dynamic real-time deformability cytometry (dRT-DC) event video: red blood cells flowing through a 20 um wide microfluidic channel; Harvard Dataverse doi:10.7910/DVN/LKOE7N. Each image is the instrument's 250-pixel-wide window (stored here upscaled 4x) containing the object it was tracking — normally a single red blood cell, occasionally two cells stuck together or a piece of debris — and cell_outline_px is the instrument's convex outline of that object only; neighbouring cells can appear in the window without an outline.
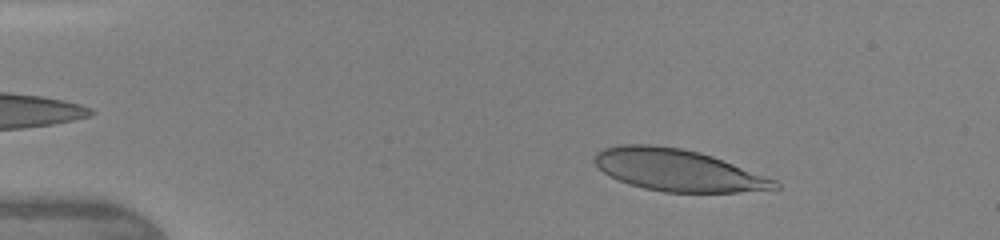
{"species": "human", "species_latin": "Homo sapiens", "temperature_condition": "warm", "stored_images_in_passage": 41, "camera_frame_rate_fps": 3000, "um_per_image_px": 0.085, "donor": {"sex": "female"}, "frame": {"image": 1, "passage_image": 6, "time_ms": 1.667, "image_size_px": [1000, 240], "cell_outline_px": [[780, 188], [736, 192], [664, 192], [644, 188], [628, 184], [604, 172], [592, 160], [596, 152], [604, 148], [616, 144], [652, 144], [680, 148], [700, 152], [712, 156], [776, 180], [780, 184]], "centroid_in_image_um": [57.58, 14.45], "position_along_channel_um": 27.4, "area_um2": 43.7}}
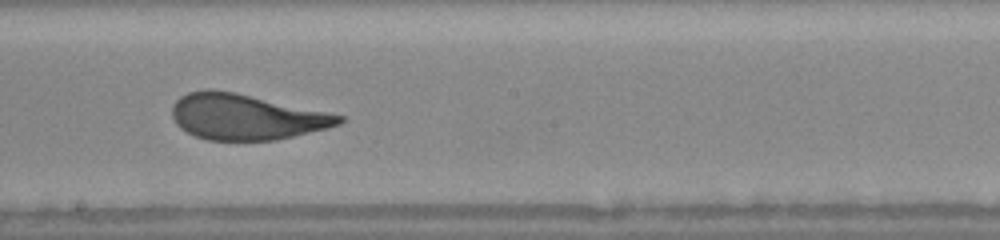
{"frame": {"image": 2, "passage_image": 25, "time_ms": 8.0, "image_size_px": [1000, 240], "cell_outline_px": [[344, 120], [340, 124], [328, 128], [276, 140], [208, 140], [196, 136], [180, 128], [176, 124], [172, 116], [172, 104], [180, 96], [188, 92], [204, 88], [212, 88], [236, 92], [344, 116]], "centroid_in_image_um": [20.86, 9.92], "position_along_channel_um": 227.3, "area_um2": 44.45}}
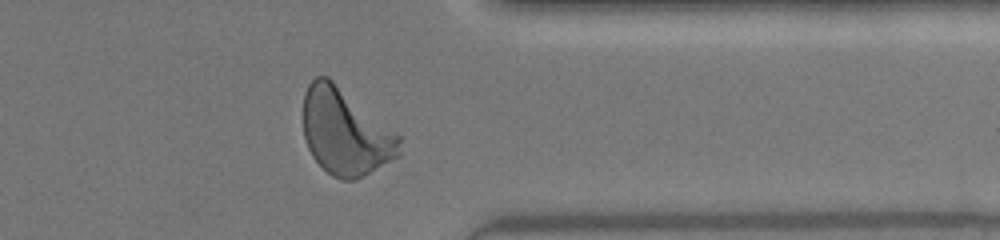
{"frame": {"image": 3, "passage_image": 36, "time_ms": 11.667, "image_size_px": [1000, 240], "cell_outline_px": [[400, 156], [356, 180], [340, 180], [332, 176], [312, 156], [308, 148], [304, 136], [304, 92], [308, 84], [316, 76], [328, 76], [396, 132], [400, 136]], "centroid_in_image_um": [29.36, 11.22], "position_along_channel_um": 382.0, "area_um2": 48.26}, "authors_computed_cell_mechanics": {"area_um2": 45.4308, "velocity_mm_per_s": 4.3565, "shape_relaxation_time_tau1_ms": 3.0187, "shape_relaxation_time_tau2_ms": null, "deformation_change_tau1": 0.1904, "deformation_change_tau2": null}}